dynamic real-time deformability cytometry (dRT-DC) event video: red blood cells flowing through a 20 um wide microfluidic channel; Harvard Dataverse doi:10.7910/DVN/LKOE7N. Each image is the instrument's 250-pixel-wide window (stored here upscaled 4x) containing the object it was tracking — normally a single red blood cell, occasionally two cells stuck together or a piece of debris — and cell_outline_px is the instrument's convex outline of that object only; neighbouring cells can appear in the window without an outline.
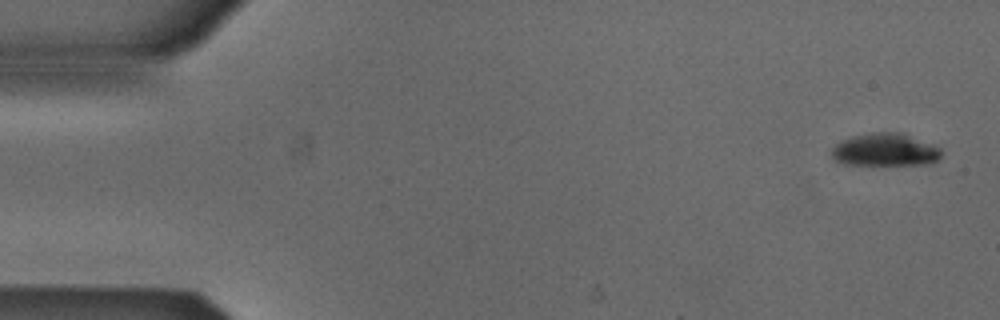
{"species": "Egyptian fruit bat (a non-hibernating species)", "species_latin": "Rousettus aegyptiacus", "temperature_condition": "cold", "stored_images_in_passage": 6, "camera_frame_rate_fps": 3000, "um_per_image_px": 0.085, "animal": {"sex": "male"}, "frame": {"image": 1, "passage_image": 1, "time_ms": 0.0, "image_size_px": [1000, 320], "cell_outline_px": [[940, 160], [932, 164], [844, 164], [836, 160], [832, 156], [832, 148], [836, 144], [844, 140], [856, 136], [880, 132], [900, 132], [936, 144], [940, 148]], "centroid_in_image_um": [75.32, 12.74], "position_along_channel_um": 9.7, "area_um2": 20.75}}
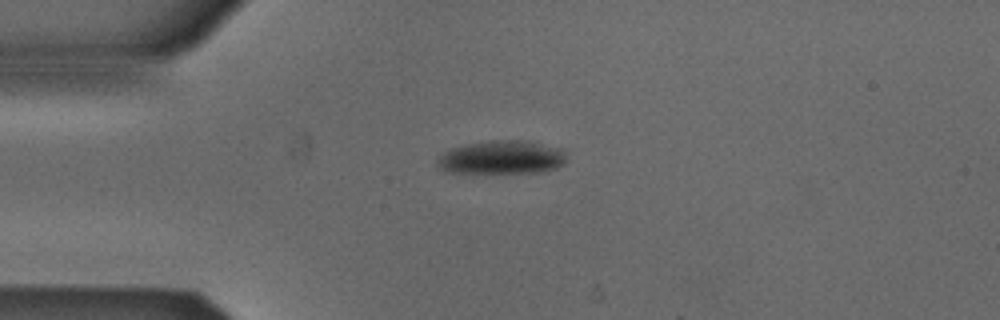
{"frame": {"image": 2, "passage_image": 4, "time_ms": 1.0, "image_size_px": [1000, 320], "cell_outline_px": [[564, 164], [556, 168], [544, 172], [472, 176], [444, 172], [436, 164], [440, 156], [444, 152], [452, 148], [468, 144], [492, 140], [528, 140], [560, 148], [564, 152]], "centroid_in_image_um": [42.59, 13.45], "position_along_channel_um": 42.4, "area_um2": 26.47}}
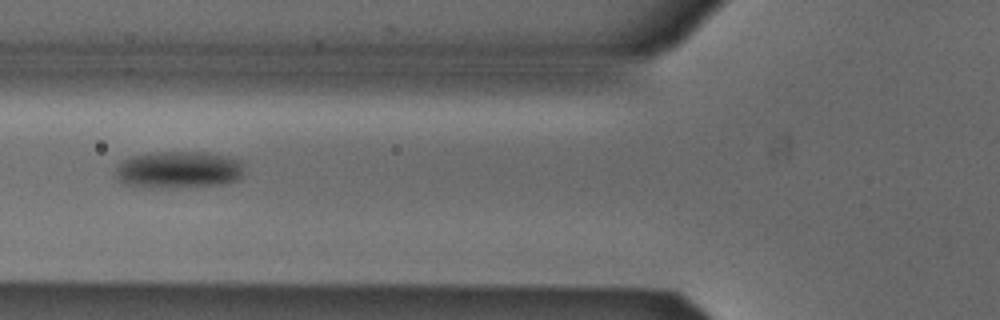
{"frame": {"image": 3, "passage_image": 6, "time_ms": 1.667, "image_size_px": [1000, 320], "cell_outline_px": [[240, 180], [224, 184], [172, 188], [148, 188], [124, 184], [116, 180], [116, 168], [124, 160], [132, 156], [148, 152], [208, 152], [228, 156], [240, 160]], "centroid_in_image_um": [15.14, 14.44], "position_along_channel_um": 110.7, "area_um2": 28.03}}